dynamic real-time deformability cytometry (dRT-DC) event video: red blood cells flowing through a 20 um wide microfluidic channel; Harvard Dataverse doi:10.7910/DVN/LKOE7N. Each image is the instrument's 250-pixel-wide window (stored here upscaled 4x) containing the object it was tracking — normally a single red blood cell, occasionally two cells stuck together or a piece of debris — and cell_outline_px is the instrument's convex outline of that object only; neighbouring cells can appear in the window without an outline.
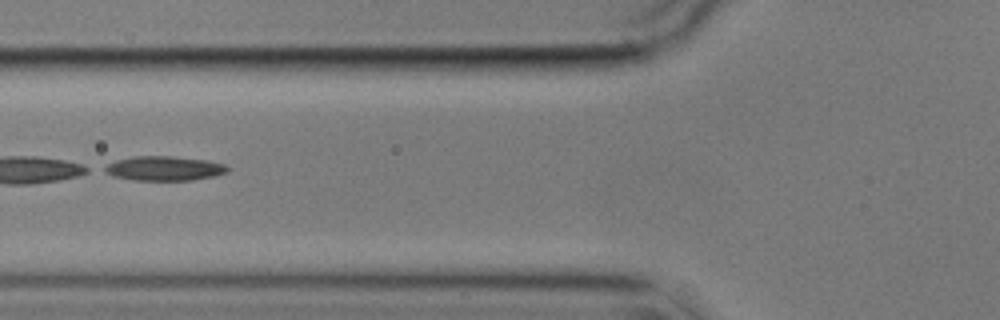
{"species": "common noctule bat (a hibernating species)", "species_latin": "Nyctalus noctula", "temperature_condition": "cold", "stored_images_in_passage": 49, "segment_of_instrument_passage": [2, 2], "camera_frame_rate_fps": 3000, "um_per_image_px": 0.085, "animal": {"sex": "male", "body_mass_g": 17.9}, "frame": {"image": 1, "passage_image": 15, "time_ms": 4.667, "image_size_px": [1000, 320], "cell_outline_px": [[228, 172], [216, 176], [192, 180], [132, 180], [112, 176], [104, 172], [100, 168], [116, 160], [132, 156], [168, 156], [204, 160], [224, 164], [228, 168]], "centroid_in_image_um": [13.9, 14.32], "position_along_channel_um": 111.9, "area_um2": 17.57}}